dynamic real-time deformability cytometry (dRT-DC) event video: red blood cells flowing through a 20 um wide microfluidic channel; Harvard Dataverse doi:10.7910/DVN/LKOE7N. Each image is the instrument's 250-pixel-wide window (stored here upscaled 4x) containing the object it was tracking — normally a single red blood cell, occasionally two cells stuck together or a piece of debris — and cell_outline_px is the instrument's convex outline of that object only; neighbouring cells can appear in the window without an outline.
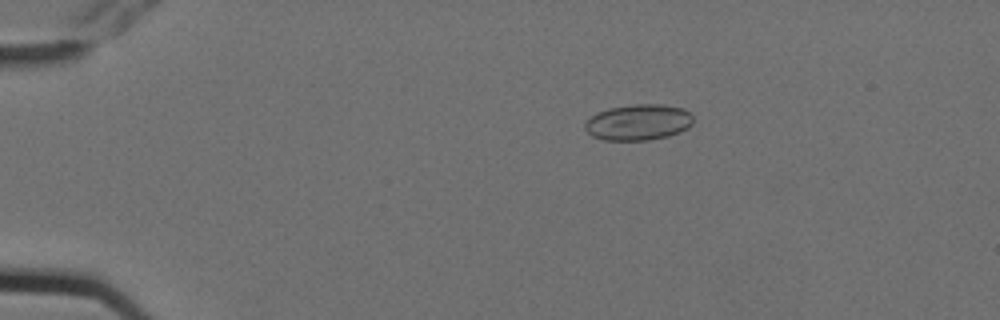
{"species": "Egyptian fruit bat (a non-hibernating species)", "species_latin": "Rousettus aegyptiacus", "temperature_condition": "cold", "stored_images_in_passage": 5, "camera_frame_rate_fps": 3000, "um_per_image_px": 0.085, "animal": {"sex": "female"}, "frame": {"image": 1, "passage_image": 3, "time_ms": 0.667, "image_size_px": [1000, 320], "cell_outline_px": [[692, 124], [688, 128], [680, 132], [668, 136], [648, 140], [604, 140], [592, 136], [584, 128], [584, 124], [596, 112], [608, 108], [636, 104], [660, 104], [684, 108], [692, 116]], "centroid_in_image_um": [54.26, 10.39], "position_along_channel_um": 30.7, "area_um2": 22.72}}